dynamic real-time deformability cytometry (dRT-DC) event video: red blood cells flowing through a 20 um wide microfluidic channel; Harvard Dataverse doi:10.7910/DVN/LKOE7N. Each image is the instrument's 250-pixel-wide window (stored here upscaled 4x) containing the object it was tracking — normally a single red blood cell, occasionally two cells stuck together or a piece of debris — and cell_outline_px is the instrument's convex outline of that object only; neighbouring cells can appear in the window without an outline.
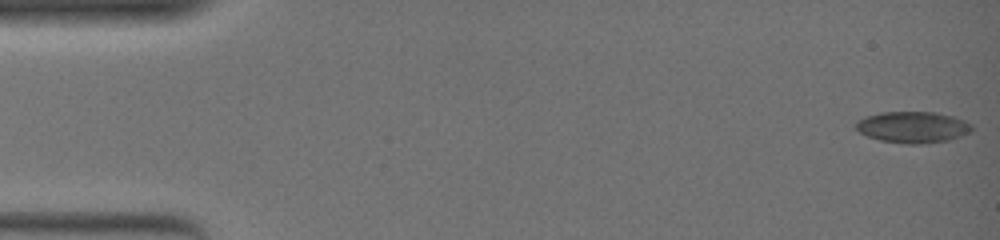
{"species": "common noctule bat (a hibernating species)", "species_latin": "Nyctalus noctula", "temperature_condition": "warm", "stored_images_in_passage": 52, "camera_frame_rate_fps": 3000, "um_per_image_px": 0.085, "animal": {"sex": "female", "body_mass_g": 19.0, "forearm_length_mm": 51.5}, "frame": {"image": 1, "passage_image": 1, "time_ms": 0.0, "image_size_px": [1000, 240], "cell_outline_px": [[972, 128], [968, 132], [960, 136], [948, 140], [920, 144], [904, 144], [880, 140], [868, 136], [860, 132], [856, 128], [856, 124], [860, 120], [868, 116], [880, 112], [936, 112], [952, 116], [964, 120], [972, 124]], "centroid_in_image_um": [77.6, 10.81], "position_along_channel_um": 7.4, "area_um2": 20.92}}
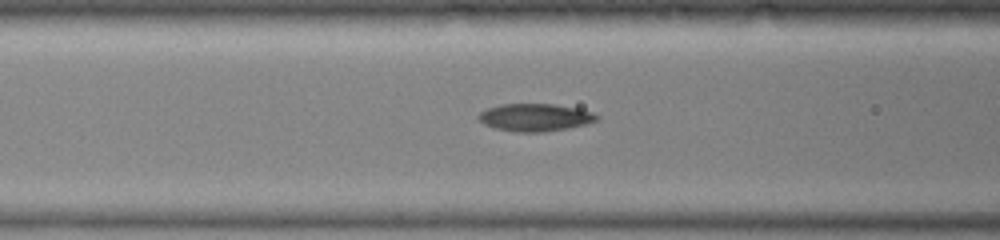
{"frame": {"image": 2, "passage_image": 22, "time_ms": 7.0, "image_size_px": [1000, 240], "cell_outline_px": [[600, 116], [596, 120], [588, 124], [568, 128], [544, 132], [516, 132], [496, 128], [484, 124], [476, 116], [480, 112], [488, 108], [500, 104], [552, 104], [576, 108], [592, 112]], "centroid_in_image_um": [45.48, 9.98], "position_along_channel_um": 121.1, "area_um2": 18.96}}
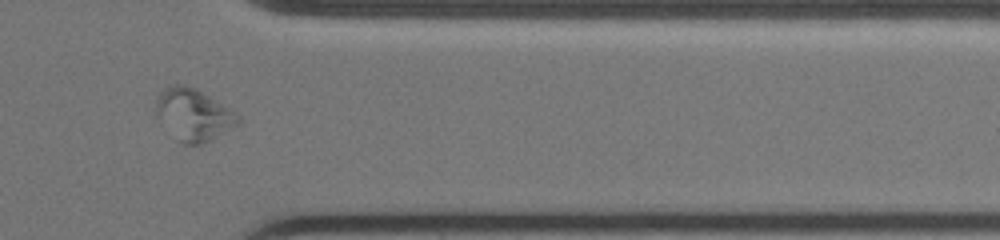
{"frame": {"image": 3, "passage_image": 44, "time_ms": 14.333, "image_size_px": [1000, 240], "cell_outline_px": [[240, 124], [212, 140], [200, 144], [184, 144], [176, 140], [160, 124], [156, 112], [156, 100], [160, 92], [168, 84], [184, 84], [196, 88], [236, 112], [240, 116]], "centroid_in_image_um": [16.43, 9.75], "position_along_channel_um": 395.0, "area_um2": 25.32}, "authors_computed_cell_mechanics": {"area_um2": 19.5653, "velocity_mm_per_s": 3.7447, "shape_relaxation_time_tau1_ms": null, "shape_relaxation_time_tau2_ms": 2.8797, "deformation_change_tau1": null, "deformation_change_tau2": 0.0944}}